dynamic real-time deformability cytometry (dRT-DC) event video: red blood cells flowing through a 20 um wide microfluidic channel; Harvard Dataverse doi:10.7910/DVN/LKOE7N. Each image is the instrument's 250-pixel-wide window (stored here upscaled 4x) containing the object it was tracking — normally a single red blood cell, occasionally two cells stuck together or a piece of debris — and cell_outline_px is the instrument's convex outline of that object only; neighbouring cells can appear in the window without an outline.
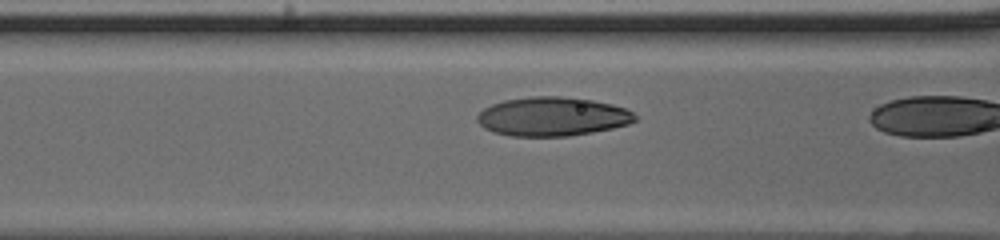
{"species": "human", "species_latin": "Homo sapiens", "temperature_condition": "cold", "stored_images_in_passage": 4, "camera_frame_rate_fps": 3000, "um_per_image_px": 0.085, "donor": {"sex": "male"}, "frame": {"image": 1, "passage_image": 3, "time_ms": 0.667, "image_size_px": [1000, 240], "cell_outline_px": [[636, 120], [628, 124], [612, 128], [592, 132], [568, 136], [512, 136], [492, 132], [484, 128], [476, 120], [476, 116], [484, 108], [492, 104], [504, 100], [532, 96], [560, 96], [592, 100], [612, 104], [624, 108], [632, 112], [636, 116]], "centroid_in_image_um": [46.92, 9.9], "position_along_channel_um": 119.7, "area_um2": 35.78}}